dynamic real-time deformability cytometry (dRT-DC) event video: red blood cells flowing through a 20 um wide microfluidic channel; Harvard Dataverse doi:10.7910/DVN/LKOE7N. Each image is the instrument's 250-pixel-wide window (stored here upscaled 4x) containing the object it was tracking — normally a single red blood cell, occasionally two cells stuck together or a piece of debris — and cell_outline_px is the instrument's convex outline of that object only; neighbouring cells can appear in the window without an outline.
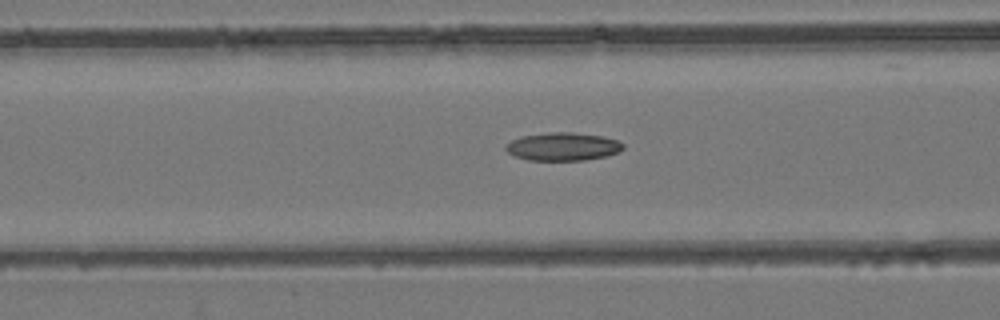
{"species": "common noctule bat (a hibernating species)", "species_latin": "Nyctalus noctula", "temperature_condition": "room temperature", "stored_images_in_passage": 54, "camera_frame_rate_fps": 3000, "um_per_image_px": 0.085, "animal": {"sex": "female", "body_mass_g": 24.6, "forearm_length_mm": 56.2}, "frame": {"image": 1, "passage_image": 22, "time_ms": 7.0, "image_size_px": [1000, 320], "cell_outline_px": [[624, 148], [608, 156], [584, 160], [528, 160], [516, 156], [508, 152], [504, 148], [504, 144], [520, 136], [548, 132], [572, 132], [604, 136], [616, 140], [624, 144]], "centroid_in_image_um": [47.82, 12.45], "position_along_channel_um": 118.8, "area_um2": 19.31}}
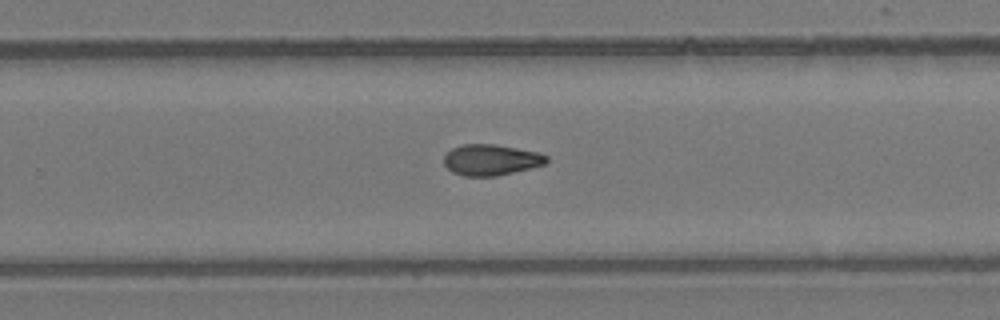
{"frame": {"image": 2, "passage_image": 35, "time_ms": 11.333, "image_size_px": [1000, 320], "cell_outline_px": [[548, 160], [544, 164], [532, 168], [496, 176], [464, 176], [452, 172], [444, 164], [444, 156], [452, 148], [460, 144], [496, 144], [536, 152], [548, 156]], "centroid_in_image_um": [41.72, 13.59], "position_along_channel_um": 288.1, "area_um2": 18.5}}
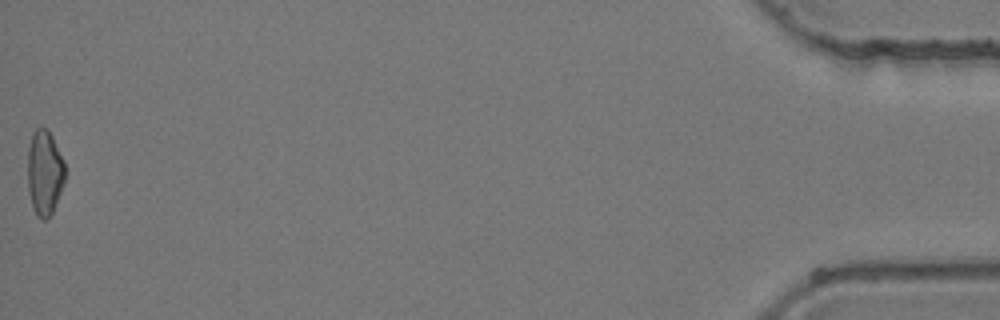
{"frame": {"image": 3, "passage_image": 54, "time_ms": 17.667, "image_size_px": [1000, 320], "cell_outline_px": [[64, 180], [60, 192], [52, 212], [44, 220], [36, 216], [32, 208], [28, 192], [28, 148], [32, 132], [36, 128], [48, 128], [64, 160]], "centroid_in_image_um": [3.76, 14.65], "position_along_channel_um": 431.4, "area_um2": 18.5}, "authors_computed_cell_mechanics": {"area_um2": 18.6694, "velocity_mm_per_s": 3.9133, "shape_relaxation_time_tau1_ms": null, "shape_relaxation_time_tau2_ms": 4.4334, "deformation_change_tau1": null, "deformation_change_tau2": 0.1104}}